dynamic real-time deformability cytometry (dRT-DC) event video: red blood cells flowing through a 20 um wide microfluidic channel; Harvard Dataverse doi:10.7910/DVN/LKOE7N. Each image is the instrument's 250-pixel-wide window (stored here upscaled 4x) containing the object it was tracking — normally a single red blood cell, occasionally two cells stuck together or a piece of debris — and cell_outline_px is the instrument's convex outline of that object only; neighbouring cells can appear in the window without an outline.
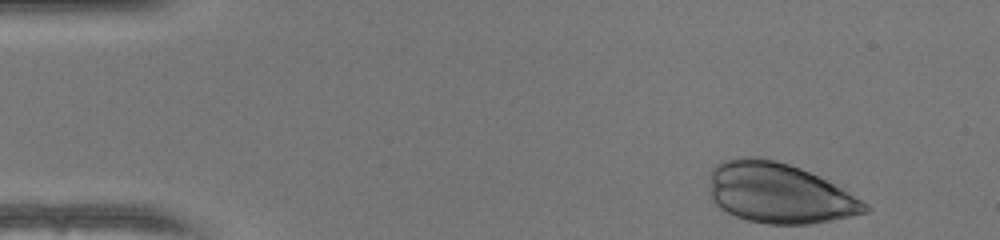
{"species": "human", "species_latin": "Homo sapiens", "temperature_condition": "warm", "stored_images_in_passage": 46, "camera_frame_rate_fps": 3000, "um_per_image_px": 0.085, "donor": {"sex": "female"}, "frame": {"image": 1, "passage_image": 1, "time_ms": 0.0, "image_size_px": [1000, 240], "cell_outline_px": [[872, 208], [868, 212], [832, 220], [812, 224], [768, 224], [748, 220], [736, 216], [712, 204], [708, 196], [708, 180], [712, 168], [720, 160], [740, 156], [756, 156], [776, 160], [800, 168], [840, 188], [868, 204]], "centroid_in_image_um": [66.12, 16.4], "position_along_channel_um": 18.9, "area_um2": 55.03}}
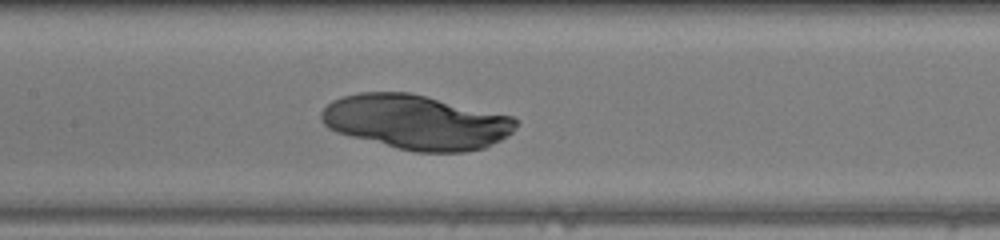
{"frame": {"image": 2, "passage_image": 20, "time_ms": 6.333, "image_size_px": [1000, 240], "cell_outline_px": [[520, 120], [516, 128], [512, 132], [500, 140], [484, 148], [464, 152], [416, 152], [396, 148], [336, 132], [328, 128], [320, 120], [320, 112], [332, 100], [344, 96], [360, 92], [412, 92], [512, 116]], "centroid_in_image_um": [35.38, 10.37], "position_along_channel_um": 172.0, "area_um2": 62.14}}
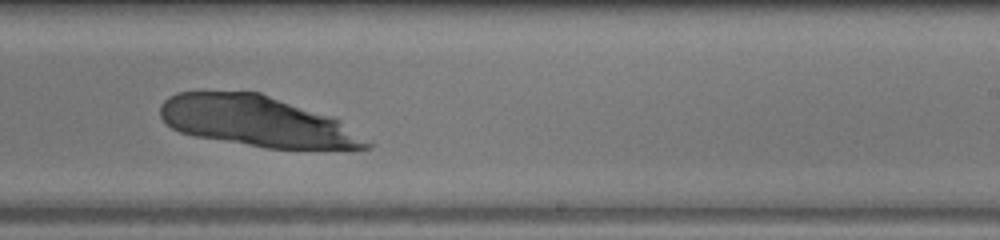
{"frame": {"image": 3, "passage_image": 27, "time_ms": 8.667, "image_size_px": [1000, 240], "cell_outline_px": [[372, 148], [268, 148], [196, 136], [180, 132], [172, 128], [160, 116], [160, 104], [168, 96], [176, 92], [260, 92], [332, 116], [340, 120], [372, 140]], "centroid_in_image_um": [21.88, 10.3], "position_along_channel_um": 267.1, "area_um2": 60.63}}